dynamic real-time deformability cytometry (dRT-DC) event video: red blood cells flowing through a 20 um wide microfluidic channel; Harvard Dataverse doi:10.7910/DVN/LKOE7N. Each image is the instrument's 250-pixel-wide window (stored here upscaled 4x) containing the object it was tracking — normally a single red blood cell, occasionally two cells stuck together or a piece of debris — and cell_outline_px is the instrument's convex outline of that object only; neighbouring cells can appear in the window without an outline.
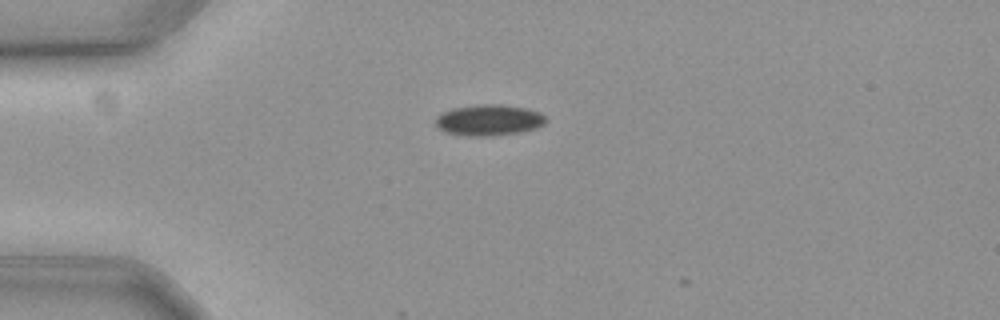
{"species": "common noctule bat (a hibernating species)", "species_latin": "Nyctalus noctula", "temperature_condition": "cold", "stored_images_in_passage": 4, "camera_frame_rate_fps": 3000, "um_per_image_px": 0.085, "animal": {"sex": "female", "body_mass_g": 19.3, "forearm_length_mm": 54.1}, "frame": {"image": 1, "passage_image": 2, "time_ms": 0.333, "image_size_px": [1000, 320], "cell_outline_px": [[548, 120], [544, 124], [536, 128], [520, 132], [488, 136], [468, 136], [448, 132], [440, 128], [436, 124], [436, 116], [452, 108], [476, 104], [500, 104], [524, 108], [540, 112]], "centroid_in_image_um": [41.58, 10.2], "position_along_channel_um": 43.4, "area_um2": 19.83}}